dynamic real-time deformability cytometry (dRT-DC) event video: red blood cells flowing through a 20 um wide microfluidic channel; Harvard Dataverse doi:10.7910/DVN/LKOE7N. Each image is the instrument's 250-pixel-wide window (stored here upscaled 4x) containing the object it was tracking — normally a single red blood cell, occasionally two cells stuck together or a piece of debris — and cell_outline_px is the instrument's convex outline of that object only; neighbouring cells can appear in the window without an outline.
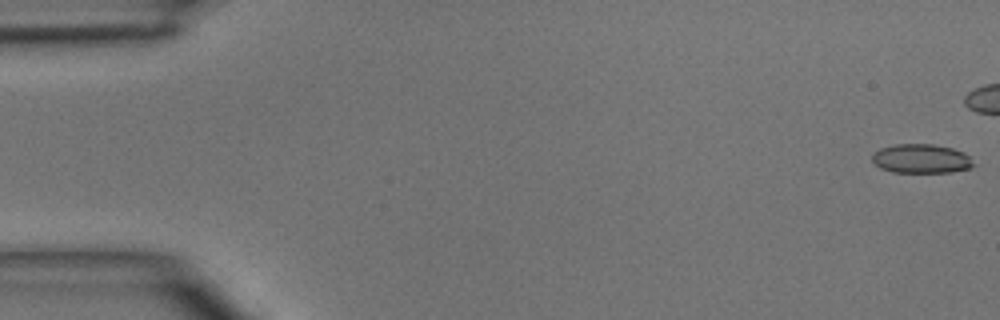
{"species": "common noctule bat (a hibernating species)", "species_latin": "Nyctalus noctula", "temperature_condition": "room temperature", "stored_images_in_passage": 38, "camera_frame_rate_fps": 3000, "um_per_image_px": 0.085, "animal": {"sex": "male", "body_mass_g": 15.6}, "frame": {"image": 1, "passage_image": 1, "time_ms": 0.0, "image_size_px": [1000, 320], "cell_outline_px": [[976, 164], [972, 168], [952, 172], [892, 172], [880, 168], [872, 160], [872, 152], [880, 148], [896, 144], [932, 144], [952, 148], [964, 152]], "centroid_in_image_um": [78.31, 13.49], "position_along_channel_um": 6.7, "area_um2": 17.34}}
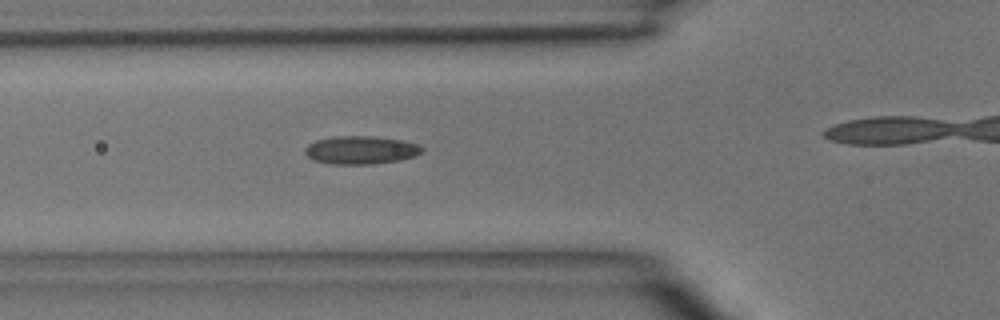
{"frame": {"image": 2, "passage_image": 17, "time_ms": 5.333, "image_size_px": [1000, 320], "cell_outline_px": [[424, 152], [416, 156], [400, 160], [372, 164], [328, 164], [312, 160], [304, 152], [304, 148], [308, 144], [316, 140], [336, 136], [372, 136], [404, 140], [416, 144], [424, 148]], "centroid_in_image_um": [30.67, 12.76], "position_along_channel_um": 95.1, "area_um2": 19.42}}
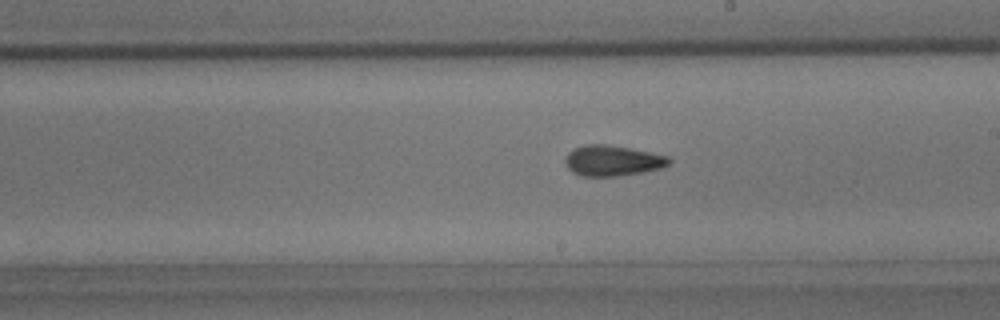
{"frame": {"image": 3, "passage_image": 27, "time_ms": 8.667, "image_size_px": [1000, 320], "cell_outline_px": [[672, 160], [668, 164], [660, 168], [644, 172], [616, 176], [580, 176], [572, 172], [568, 168], [564, 160], [568, 152], [576, 148], [588, 144], [604, 144], [628, 148], [668, 156]], "centroid_in_image_um": [52.04, 13.66], "position_along_channel_um": 237.0, "area_um2": 18.32}}